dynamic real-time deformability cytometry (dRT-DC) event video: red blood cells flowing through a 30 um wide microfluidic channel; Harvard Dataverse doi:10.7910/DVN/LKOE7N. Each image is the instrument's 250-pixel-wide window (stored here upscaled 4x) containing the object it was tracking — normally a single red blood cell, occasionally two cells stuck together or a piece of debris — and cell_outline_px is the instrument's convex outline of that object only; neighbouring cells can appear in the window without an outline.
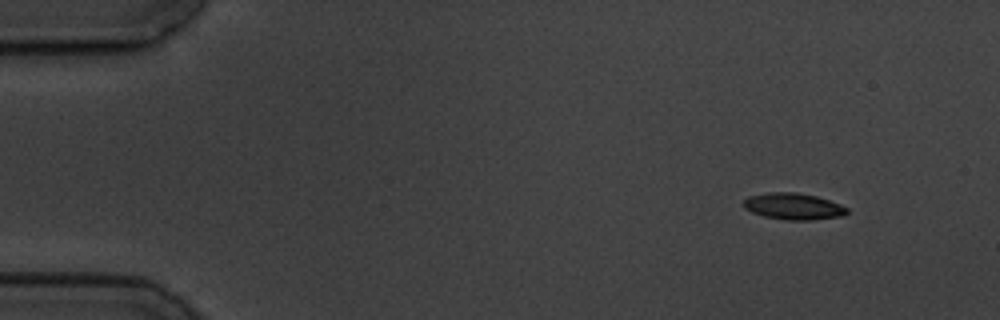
{"species": "common noctule bat (a hibernating species)", "species_latin": "Nyctalus noctula", "temperature_condition": "cold", "stored_images_in_passage": 12, "camera_frame_rate_fps": 3000, "um_per_image_px": 0.085, "animal": {"sex": "male", "body_mass_g": 19.5, "forearm_length_mm": 54.6}, "frame": {"image": 1, "passage_image": 1, "time_ms": 0.0, "image_size_px": [1000, 320], "cell_outline_px": [[848, 212], [844, 216], [808, 220], [788, 220], [764, 216], [752, 212], [744, 208], [744, 200], [748, 196], [768, 192], [796, 192], [816, 196], [840, 204], [848, 208]], "centroid_in_image_um": [67.44, 17.53], "position_along_channel_um": 17.6, "area_um2": 15.95}}
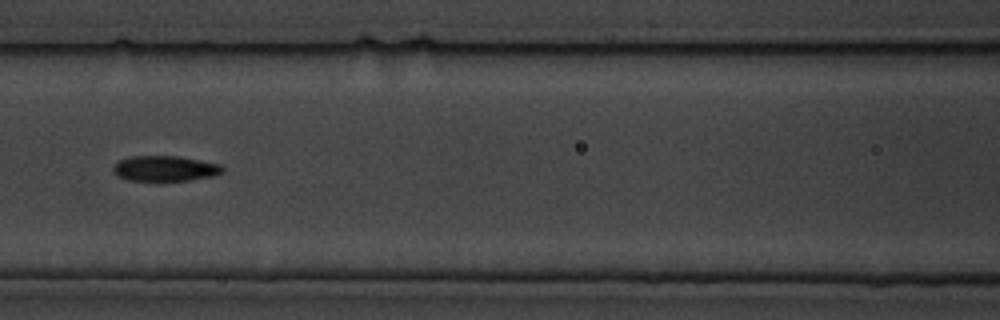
{"frame": {"image": 2, "passage_image": 6, "time_ms": 6.667, "image_size_px": [1000, 320], "cell_outline_px": [[224, 172], [212, 176], [188, 180], [128, 180], [116, 176], [112, 172], [112, 168], [120, 160], [128, 156], [180, 156], [220, 164], [224, 168]], "centroid_in_image_um": [14.01, 14.31], "position_along_channel_um": 152.6, "area_um2": 16.18}}
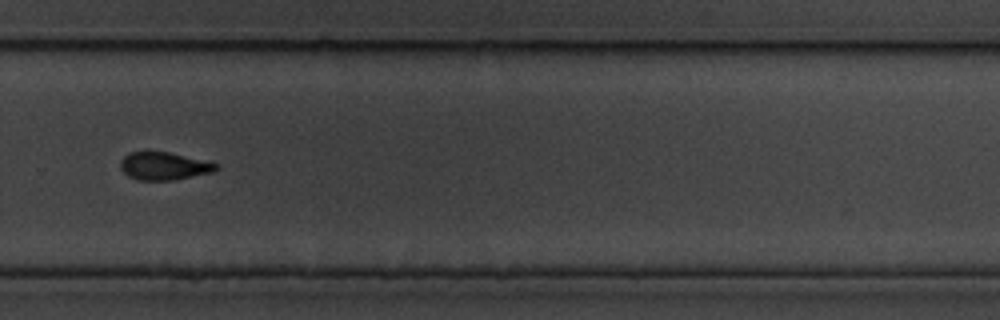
{"frame": {"image": 3, "passage_image": 10, "time_ms": 11.333, "image_size_px": [1000, 320], "cell_outline_px": [[220, 168], [212, 172], [172, 180], [136, 180], [128, 176], [120, 168], [120, 160], [128, 152], [168, 152], [220, 164]], "centroid_in_image_um": [13.92, 14.12], "position_along_channel_um": 315.9, "area_um2": 15.43}, "authors_computed_cell_mechanics": {"area_um2": 16.1551, "velocity_mm_per_s": 3.5209, "shape_relaxation_time_tau1_ms": 3.9854, "shape_relaxation_time_tau2_ms": 4.4186, "deformation_change_tau1": 0.1015, "deformation_change_tau2": 0.0894}}